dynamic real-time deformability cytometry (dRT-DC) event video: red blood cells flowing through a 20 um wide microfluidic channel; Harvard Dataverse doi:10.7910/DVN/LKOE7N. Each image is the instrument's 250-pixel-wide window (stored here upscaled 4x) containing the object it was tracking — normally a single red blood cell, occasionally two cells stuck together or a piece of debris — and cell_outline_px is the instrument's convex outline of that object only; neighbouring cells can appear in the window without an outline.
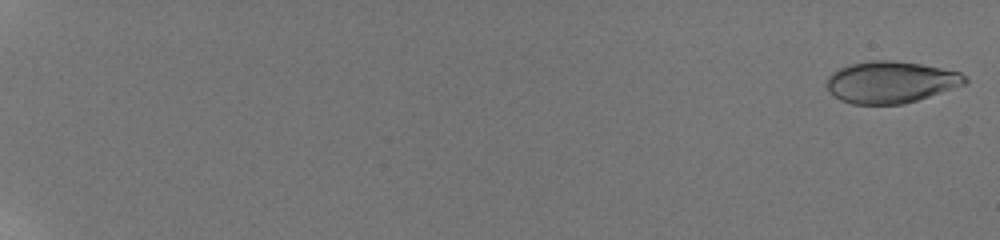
{"species": "human", "species_latin": "Homo sapiens", "temperature_condition": "room temperature", "stored_images_in_passage": 32, "camera_frame_rate_fps": 3000, "um_per_image_px": 0.085, "donor": {"sex": "male"}, "frame": {"image": 1, "passage_image": 1, "time_ms": 0.0, "image_size_px": [1000, 240], "cell_outline_px": [[968, 84], [904, 104], [852, 104], [840, 100], [828, 92], [828, 76], [832, 72], [848, 64], [872, 60], [892, 60], [920, 64], [960, 72], [968, 80]], "centroid_in_image_um": [75.71, 6.98], "position_along_channel_um": 9.3, "area_um2": 33.7}}
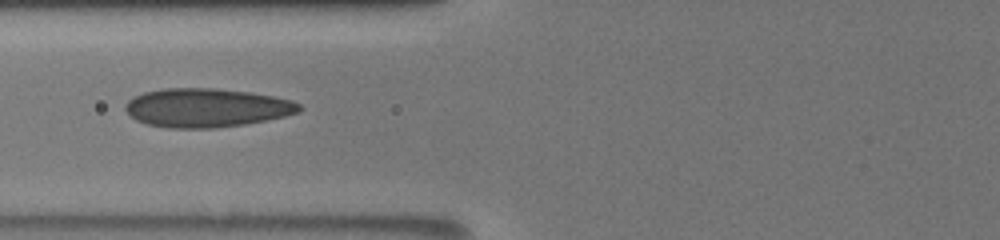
{"frame": {"image": 2, "passage_image": 18, "time_ms": 9.0, "image_size_px": [1000, 240], "cell_outline_px": [[304, 108], [300, 112], [284, 116], [244, 124], [216, 128], [168, 128], [144, 124], [136, 120], [124, 108], [124, 104], [128, 100], [144, 92], [164, 88], [216, 88], [248, 92], [272, 96], [292, 100], [300, 104]], "centroid_in_image_um": [17.55, 9.16], "position_along_channel_um": 108.3, "area_um2": 39.36}}
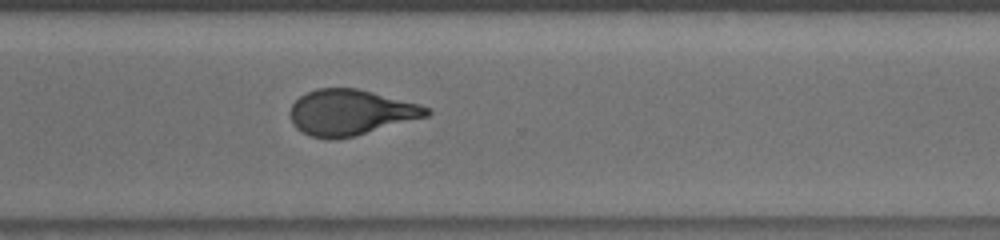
{"frame": {"image": 3, "passage_image": 32, "time_ms": 15.0, "image_size_px": [1000, 240], "cell_outline_px": [[432, 112], [428, 116], [356, 136], [336, 140], [324, 140], [308, 136], [296, 128], [292, 124], [288, 112], [292, 104], [300, 96], [316, 88], [356, 88], [420, 104], [432, 108]], "centroid_in_image_um": [29.77, 9.58], "position_along_channel_um": 340.8, "area_um2": 36.82}}